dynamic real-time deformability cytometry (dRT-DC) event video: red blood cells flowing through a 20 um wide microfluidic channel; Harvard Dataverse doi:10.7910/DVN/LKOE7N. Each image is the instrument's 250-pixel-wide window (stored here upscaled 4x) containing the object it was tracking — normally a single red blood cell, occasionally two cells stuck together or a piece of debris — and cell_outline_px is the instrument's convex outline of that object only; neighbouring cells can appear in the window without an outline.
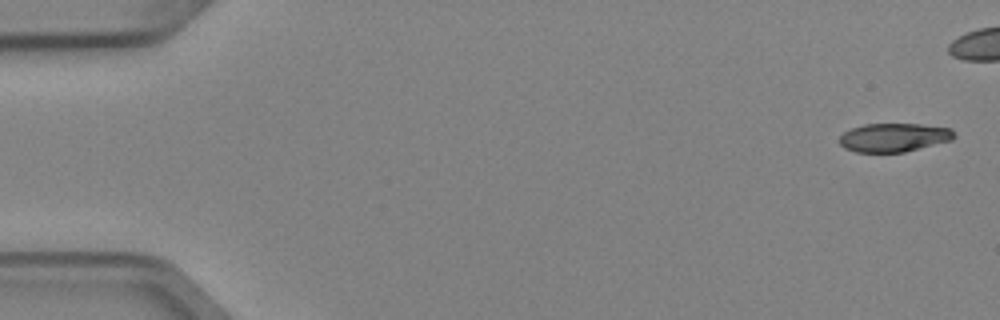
{"species": "Egyptian fruit bat (a non-hibernating species)", "species_latin": "Rousettus aegyptiacus", "temperature_condition": "cold", "stored_images_in_passage": 2, "camera_frame_rate_fps": 3000, "um_per_image_px": 0.085, "animal": {"sex": "female"}, "frame": {"image": 1, "passage_image": 1, "time_ms": 0.0, "image_size_px": [1000, 320], "cell_outline_px": [[956, 136], [952, 140], [904, 152], [856, 152], [844, 148], [840, 144], [840, 136], [844, 132], [852, 128], [864, 124], [920, 124], [952, 128]], "centroid_in_image_um": [75.99, 11.68], "position_along_channel_um": 9.0, "area_um2": 19.13}}